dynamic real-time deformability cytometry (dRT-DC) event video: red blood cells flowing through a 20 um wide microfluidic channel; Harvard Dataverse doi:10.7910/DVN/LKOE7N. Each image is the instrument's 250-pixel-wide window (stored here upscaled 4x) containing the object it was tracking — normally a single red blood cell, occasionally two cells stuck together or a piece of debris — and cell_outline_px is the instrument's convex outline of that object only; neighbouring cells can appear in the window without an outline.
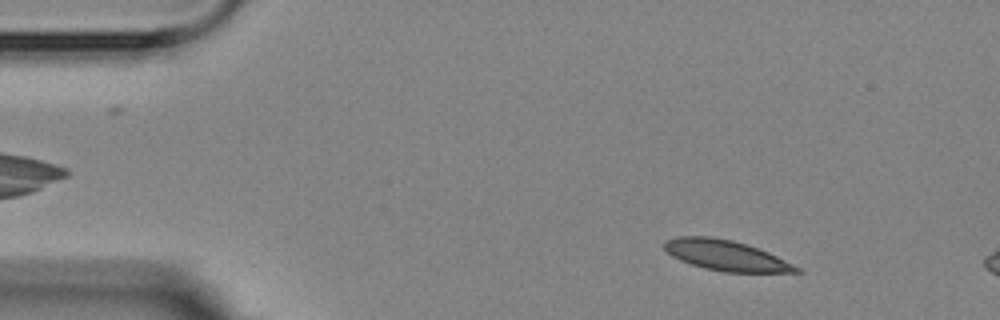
{"species": "Egyptian fruit bat (a non-hibernating species)", "species_latin": "Rousettus aegyptiacus", "temperature_condition": "room temperature", "stored_images_in_passage": 2, "camera_frame_rate_fps": 3000, "um_per_image_px": 0.085, "animal": {"sex": "female"}, "frame": {"image": 1, "passage_image": 1, "time_ms": 0.0, "image_size_px": [1000, 320], "cell_outline_px": [[804, 272], [724, 272], [704, 268], [680, 260], [672, 256], [664, 248], [664, 240], [676, 236], [708, 236], [732, 240], [768, 252], [800, 268]], "centroid_in_image_um": [61.66, 21.7], "position_along_channel_um": 23.3, "area_um2": 23.12}}